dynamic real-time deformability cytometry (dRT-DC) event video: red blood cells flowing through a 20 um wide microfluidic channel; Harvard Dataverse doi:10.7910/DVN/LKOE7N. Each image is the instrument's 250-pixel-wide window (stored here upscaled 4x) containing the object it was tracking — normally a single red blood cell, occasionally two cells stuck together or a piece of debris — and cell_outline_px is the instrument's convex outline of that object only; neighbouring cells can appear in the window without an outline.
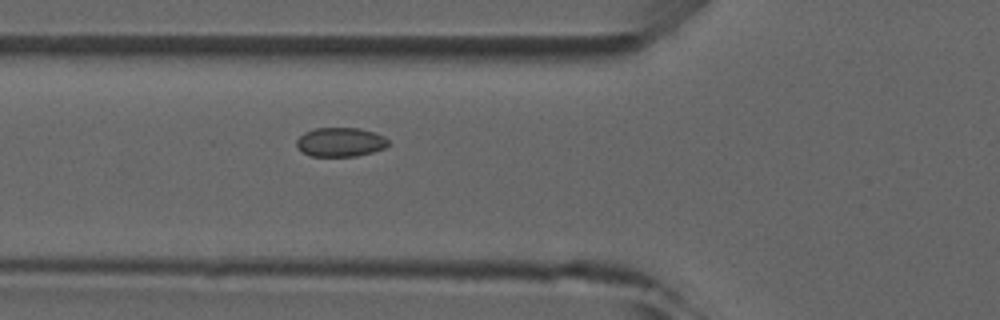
{"species": "common noctule bat (a hibernating species)", "species_latin": "Nyctalus noctula", "temperature_condition": "room temperature", "stored_images_in_passage": 5, "camera_frame_rate_fps": 3000, "um_per_image_px": 0.085, "animal": {"sex": "male", "forearm_length_mm": 52.5}, "frame": {"image": 1, "passage_image": 5, "time_ms": 5.667, "image_size_px": [1000, 320], "cell_outline_px": [[388, 144], [384, 148], [372, 152], [356, 156], [312, 156], [296, 148], [296, 140], [304, 132], [316, 128], [360, 128], [384, 136], [388, 140]], "centroid_in_image_um": [28.91, 12.07], "position_along_channel_um": 96.9, "area_um2": 15.49}}